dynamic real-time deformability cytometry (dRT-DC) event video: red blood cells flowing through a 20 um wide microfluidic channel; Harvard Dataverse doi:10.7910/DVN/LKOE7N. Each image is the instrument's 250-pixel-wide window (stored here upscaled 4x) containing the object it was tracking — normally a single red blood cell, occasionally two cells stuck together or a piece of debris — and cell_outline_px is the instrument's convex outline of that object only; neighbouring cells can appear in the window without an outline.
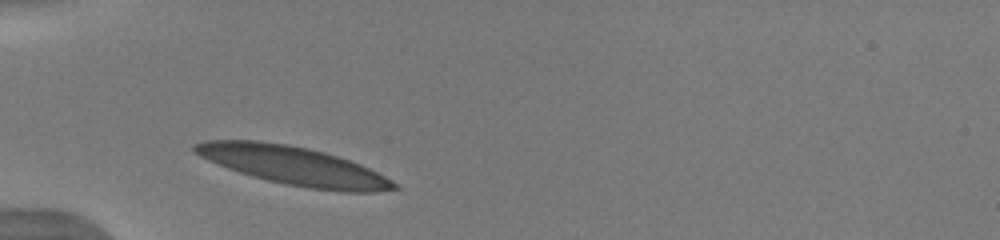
{"species": "human", "species_latin": "Homo sapiens", "temperature_condition": "warm", "stored_images_in_passage": 27, "camera_frame_rate_fps": 3000, "um_per_image_px": 0.085, "donor": {"sex": "male"}, "frame": {"image": 1, "passage_image": 1, "time_ms": 0.0, "image_size_px": [1000, 240], "cell_outline_px": [[400, 188], [376, 192], [340, 192], [308, 188], [268, 180], [252, 176], [228, 168], [208, 160], [200, 156], [192, 148], [192, 144], [204, 140], [256, 140], [284, 144], [308, 148], [324, 152], [360, 164], [392, 180]], "centroid_in_image_um": [24.94, 14.08], "position_along_channel_um": 60.1, "area_um2": 44.22}}
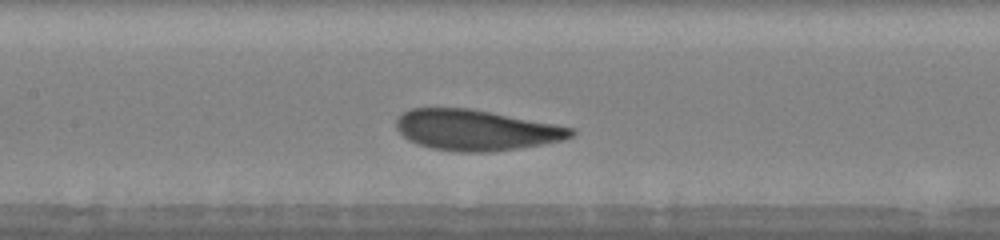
{"frame": {"image": 2, "passage_image": 10, "time_ms": 3.0, "image_size_px": [1000, 240], "cell_outline_px": [[576, 132], [572, 136], [564, 140], [520, 148], [488, 152], [460, 152], [432, 148], [416, 144], [408, 140], [396, 128], [396, 116], [412, 108], [468, 108], [576, 128]], "centroid_in_image_um": [40.45, 11.06], "position_along_channel_um": 167.0, "area_um2": 41.38}}
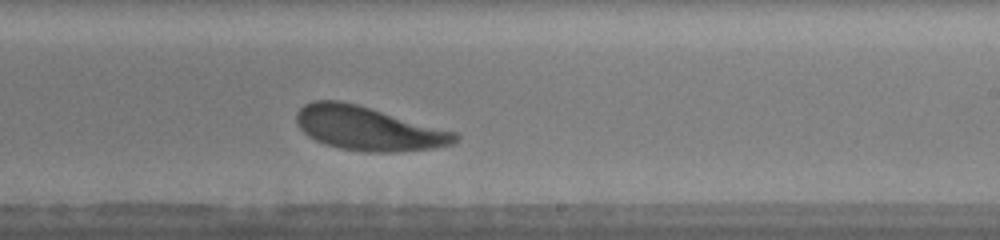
{"frame": {"image": 3, "passage_image": 17, "time_ms": 5.333, "image_size_px": [1000, 240], "cell_outline_px": [[460, 140], [452, 144], [432, 148], [396, 152], [364, 152], [340, 148], [324, 144], [308, 136], [296, 124], [296, 112], [304, 104], [312, 100], [340, 100], [356, 104], [456, 132], [460, 136]], "centroid_in_image_um": [31.27, 10.92], "position_along_channel_um": 257.7, "area_um2": 40.52}, "authors_computed_cell_mechanics": {"area_um2": 41.3848, "velocity_mm_per_s": 3.8996, "shape_relaxation_time_tau1_ms": 2.2965, "shape_relaxation_time_tau2_ms": 6.4708, "deformation_change_tau1": 0.134, "deformation_change_tau2": 0.1417}}